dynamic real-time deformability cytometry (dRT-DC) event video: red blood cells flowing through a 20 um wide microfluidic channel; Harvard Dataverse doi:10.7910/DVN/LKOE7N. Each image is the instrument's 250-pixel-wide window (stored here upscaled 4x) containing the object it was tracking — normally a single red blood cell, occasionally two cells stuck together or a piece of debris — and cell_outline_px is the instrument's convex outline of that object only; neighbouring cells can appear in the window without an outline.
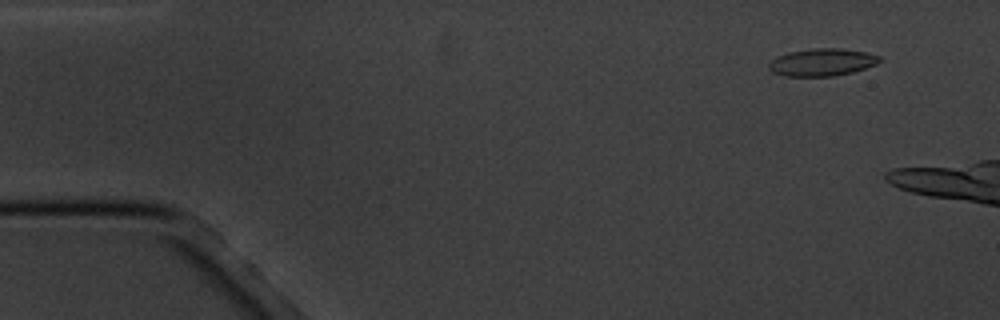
{"species": "common noctule bat (a hibernating species)", "species_latin": "Nyctalus noctula", "temperature_condition": "cold", "stored_images_in_passage": 5, "camera_frame_rate_fps": 3000, "um_per_image_px": 0.085, "animal": {"sex": "male", "body_mass_g": 20.1, "forearm_length_mm": 53.5}, "frame": {"image": 1, "passage_image": 2, "time_ms": 1.333, "image_size_px": [1000, 320], "cell_outline_px": [[880, 60], [876, 64], [852, 72], [832, 76], [784, 76], [772, 72], [768, 68], [768, 64], [776, 56], [788, 52], [812, 48], [840, 48], [864, 52], [880, 56]], "centroid_in_image_um": [69.82, 5.29], "position_along_channel_um": 15.2, "area_um2": 17.63}}